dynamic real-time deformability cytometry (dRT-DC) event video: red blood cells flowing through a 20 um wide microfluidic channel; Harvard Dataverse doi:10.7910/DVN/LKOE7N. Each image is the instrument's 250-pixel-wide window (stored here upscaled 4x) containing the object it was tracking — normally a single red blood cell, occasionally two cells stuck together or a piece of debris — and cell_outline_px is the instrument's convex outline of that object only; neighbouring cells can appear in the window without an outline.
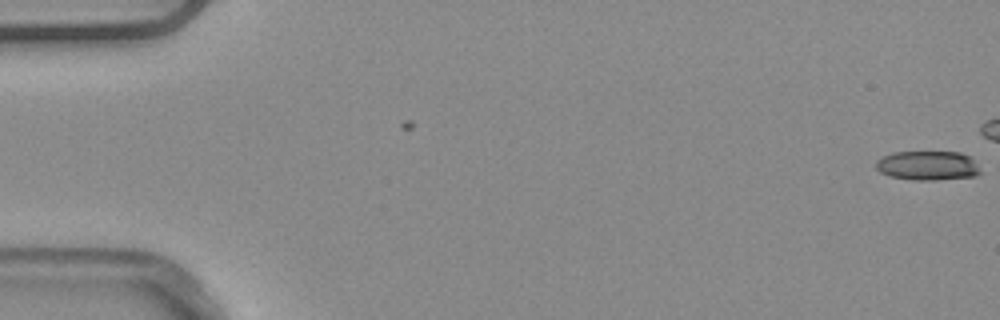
{"species": "common noctule bat (a hibernating species)", "species_latin": "Nyctalus noctula", "temperature_condition": "warm", "stored_images_in_passage": 2, "camera_frame_rate_fps": 3000, "um_per_image_px": 0.085, "animal": {"sex": "male", "body_mass_g": 20.4}, "frame": {"image": 1, "passage_image": 2, "time_ms": 0.333, "image_size_px": [1000, 320], "cell_outline_px": [[984, 172], [976, 176], [936, 180], [912, 180], [888, 176], [880, 172], [876, 168], [876, 160], [892, 152], [960, 152], [968, 156]], "centroid_in_image_um": [78.85, 14.09], "position_along_channel_um": 6.1, "area_um2": 17.98}}